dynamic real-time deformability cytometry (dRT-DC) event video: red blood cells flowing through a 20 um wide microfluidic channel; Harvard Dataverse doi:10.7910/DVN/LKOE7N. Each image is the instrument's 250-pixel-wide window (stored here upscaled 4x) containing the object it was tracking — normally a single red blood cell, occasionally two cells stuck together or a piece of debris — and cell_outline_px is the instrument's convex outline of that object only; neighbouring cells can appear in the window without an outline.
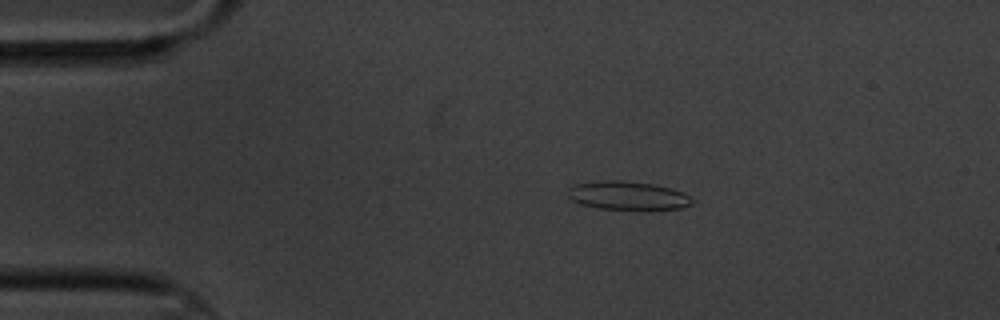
{"species": "common noctule bat (a hibernating species)", "species_latin": "Nyctalus noctula", "temperature_condition": "cold", "stored_images_in_passage": 8, "camera_frame_rate_fps": 3000, "um_per_image_px": 0.085, "animal": {"sex": "male", "body_mass_g": 20.1, "forearm_length_mm": 53.5}, "frame": {"image": 1, "passage_image": 2, "time_ms": 1.333, "image_size_px": [1000, 320], "cell_outline_px": [[696, 200], [692, 204], [680, 208], [596, 208], [580, 204], [572, 200], [568, 196], [568, 188], [576, 184], [600, 180], [620, 180], [652, 184], [684, 192]], "centroid_in_image_um": [53.34, 16.6], "position_along_channel_um": 31.7, "area_um2": 20.29}}
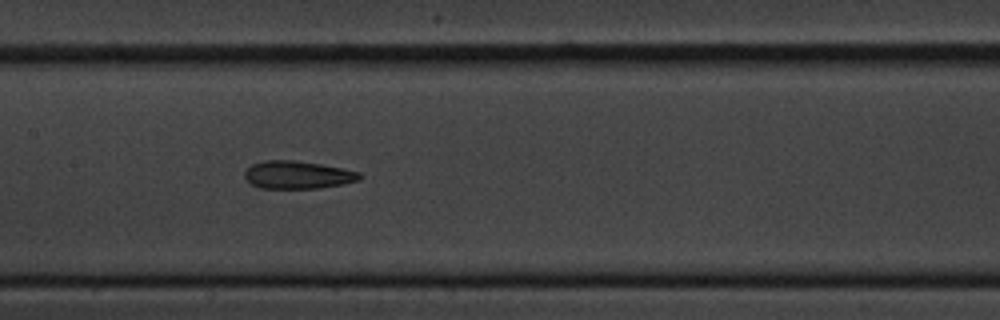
{"frame": {"image": 2, "passage_image": 7, "time_ms": 7.0, "image_size_px": [1000, 320], "cell_outline_px": [[364, 176], [360, 180], [344, 184], [320, 188], [260, 188], [252, 184], [244, 176], [244, 172], [252, 164], [264, 160], [296, 160], [320, 164], [360, 172]], "centroid_in_image_um": [25.33, 14.86], "position_along_channel_um": 182.1, "area_um2": 18.67}}
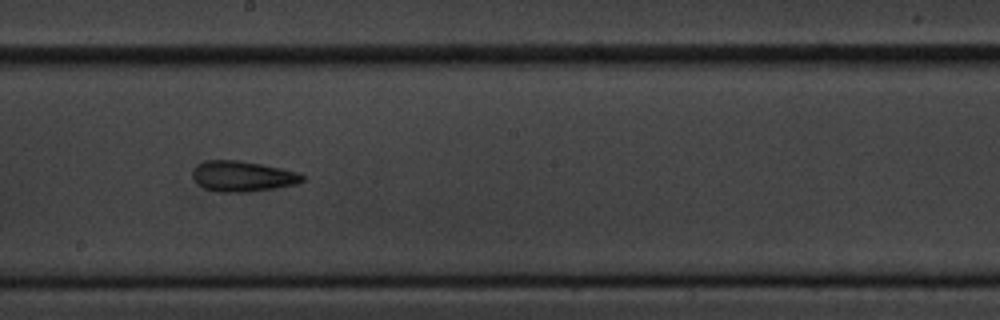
{"frame": {"image": 3, "passage_image": 8, "time_ms": 8.333, "image_size_px": [1000, 320], "cell_outline_px": [[304, 180], [296, 184], [276, 188], [248, 192], [216, 192], [204, 188], [196, 184], [192, 176], [192, 172], [200, 164], [208, 160], [240, 160], [300, 172], [304, 176]], "centroid_in_image_um": [20.63, 15.0], "position_along_channel_um": 227.6, "area_um2": 19.59}}